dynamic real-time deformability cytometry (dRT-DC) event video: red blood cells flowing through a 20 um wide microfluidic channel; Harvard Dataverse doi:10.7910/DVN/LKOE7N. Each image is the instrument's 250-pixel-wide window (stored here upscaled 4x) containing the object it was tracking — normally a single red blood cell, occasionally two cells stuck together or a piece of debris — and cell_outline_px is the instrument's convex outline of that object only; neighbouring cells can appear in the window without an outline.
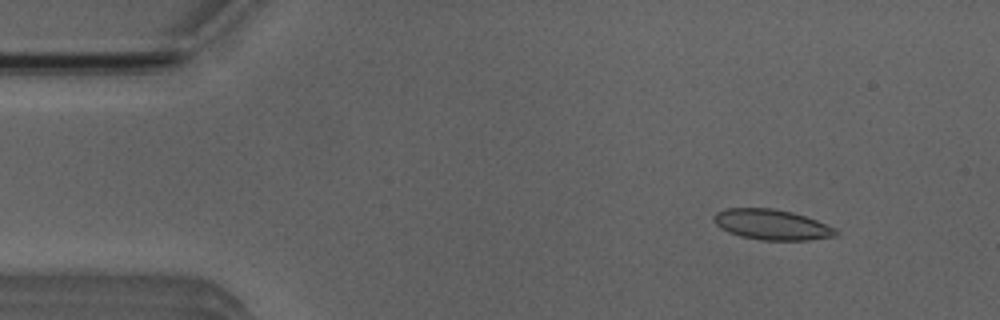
{"species": "Egyptian fruit bat (a non-hibernating species)", "species_latin": "Rousettus aegyptiacus", "temperature_condition": "room temperature", "stored_images_in_passage": 4, "camera_frame_rate_fps": 3000, "um_per_image_px": 0.085, "animal": {"sex": "male"}, "frame": {"image": 1, "passage_image": 1, "time_ms": 0.0, "image_size_px": [1000, 320], "cell_outline_px": [[840, 232], [836, 236], [808, 240], [760, 240], [740, 236], [728, 232], [720, 228], [712, 220], [712, 216], [716, 212], [728, 208], [772, 208], [792, 212], [816, 220], [836, 228]], "centroid_in_image_um": [65.59, 19.09], "position_along_channel_um": 19.4, "area_um2": 21.73}}
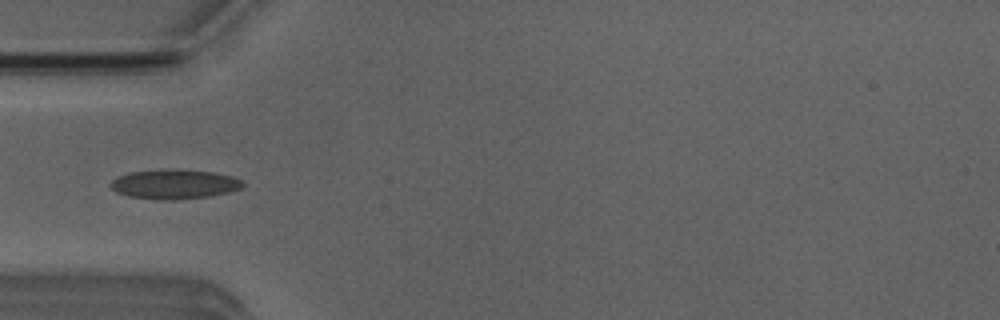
{"frame": {"image": 2, "passage_image": 4, "time_ms": 3.333, "image_size_px": [1000, 320], "cell_outline_px": [[244, 184], [240, 188], [228, 192], [208, 196], [172, 200], [156, 200], [128, 196], [116, 192], [108, 184], [116, 176], [132, 172], [176, 168], [216, 172], [232, 176], [240, 180]], "centroid_in_image_um": [14.78, 15.64], "position_along_channel_um": 70.2, "area_um2": 22.89}}